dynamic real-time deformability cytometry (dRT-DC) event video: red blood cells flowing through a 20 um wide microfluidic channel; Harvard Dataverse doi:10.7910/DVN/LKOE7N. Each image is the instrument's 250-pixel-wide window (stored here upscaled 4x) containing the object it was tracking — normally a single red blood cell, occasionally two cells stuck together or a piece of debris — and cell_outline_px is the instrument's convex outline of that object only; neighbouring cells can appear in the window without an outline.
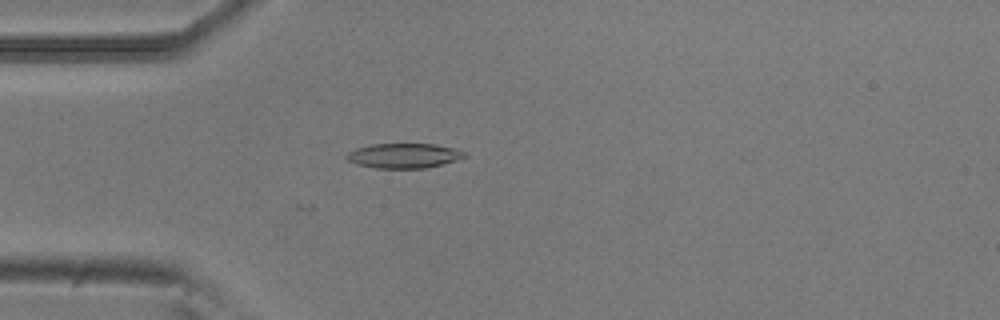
{"species": "common noctule bat (a hibernating species)", "species_latin": "Nyctalus noctula", "temperature_condition": "room temperature", "stored_images_in_passage": 44, "camera_frame_rate_fps": 3000, "um_per_image_px": 0.085, "animal": {"sex": "male", "body_mass_g": 20.5, "forearm_length_mm": 52.5}, "frame": {"image": 1, "passage_image": 11, "time_ms": 3.333, "image_size_px": [1000, 320], "cell_outline_px": [[468, 156], [444, 164], [424, 168], [376, 168], [356, 164], [348, 160], [344, 156], [348, 152], [356, 148], [372, 144], [436, 144], [468, 152]], "centroid_in_image_um": [34.34, 13.23], "position_along_channel_um": 50.7, "area_um2": 17.11}}
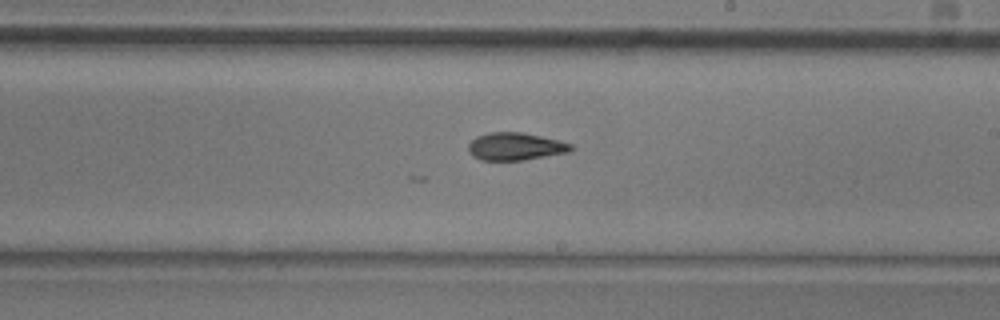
{"frame": {"image": 2, "passage_image": 27, "time_ms": 8.667, "image_size_px": [1000, 320], "cell_outline_px": [[572, 148], [568, 152], [524, 160], [480, 160], [472, 156], [468, 152], [468, 144], [476, 136], [488, 132], [520, 132], [540, 136], [572, 144]], "centroid_in_image_um": [43.74, 12.45], "position_along_channel_um": 245.3, "area_um2": 16.42}}
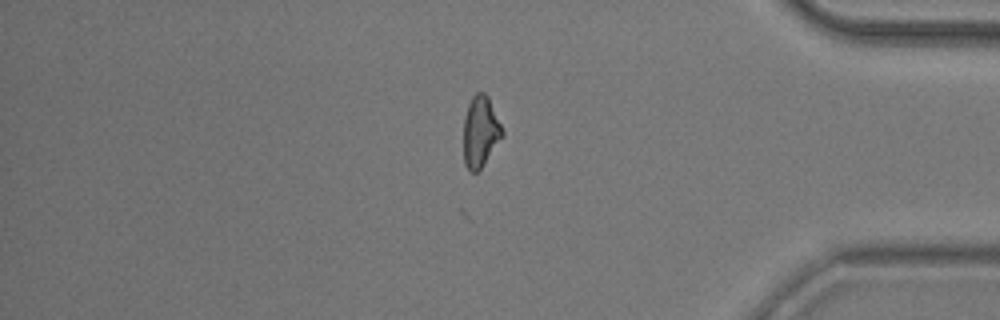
{"frame": {"image": 3, "passage_image": 41, "time_ms": 13.333, "image_size_px": [1000, 320], "cell_outline_px": [[504, 136], [484, 164], [476, 172], [472, 172], [464, 164], [464, 116], [468, 104], [472, 96], [476, 92], [484, 92], [488, 96], [504, 132]], "centroid_in_image_um": [40.84, 11.17], "position_along_channel_um": 394.4, "area_um2": 16.07}}